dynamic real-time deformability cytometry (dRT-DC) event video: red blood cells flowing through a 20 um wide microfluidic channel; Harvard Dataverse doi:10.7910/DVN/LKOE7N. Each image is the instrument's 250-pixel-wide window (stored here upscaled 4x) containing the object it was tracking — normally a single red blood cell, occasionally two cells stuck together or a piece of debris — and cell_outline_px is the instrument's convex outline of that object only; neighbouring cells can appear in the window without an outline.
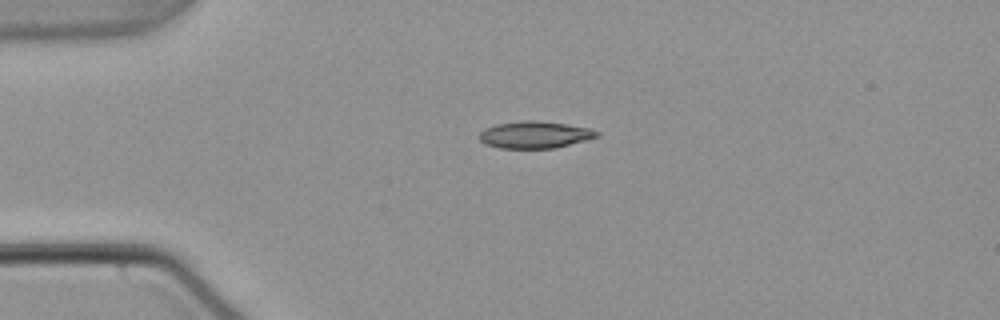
{"species": "common noctule bat (a hibernating species)", "species_latin": "Nyctalus noctula", "temperature_condition": "warm", "stored_images_in_passage": 42, "camera_frame_rate_fps": 3000, "um_per_image_px": 0.085, "animal": {"sex": "male", "body_mass_g": 21.5, "forearm_length_mm": 52.0}, "frame": {"image": 1, "passage_image": 1, "time_ms": 0.0, "image_size_px": [1000, 320], "cell_outline_px": [[600, 136], [588, 140], [556, 148], [500, 148], [484, 144], [480, 140], [480, 132], [484, 128], [496, 124], [524, 120], [532, 120], [568, 124], [592, 128], [600, 132]], "centroid_in_image_um": [45.51, 11.45], "position_along_channel_um": 39.5, "area_um2": 18.73}}
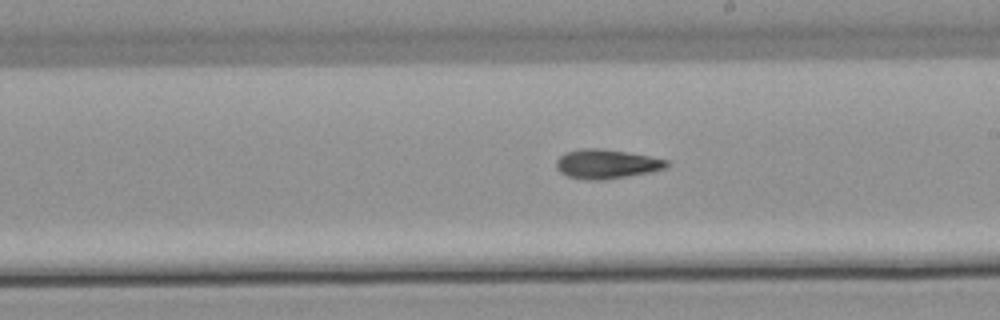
{"frame": {"image": 2, "passage_image": 19, "time_ms": 6.0, "image_size_px": [1000, 320], "cell_outline_px": [[672, 164], [668, 168], [648, 172], [604, 180], [588, 180], [568, 176], [560, 172], [556, 168], [556, 160], [560, 156], [568, 152], [580, 148], [600, 148], [648, 156], [668, 160]], "centroid_in_image_um": [51.56, 13.94], "position_along_channel_um": 237.4, "area_um2": 18.73}}
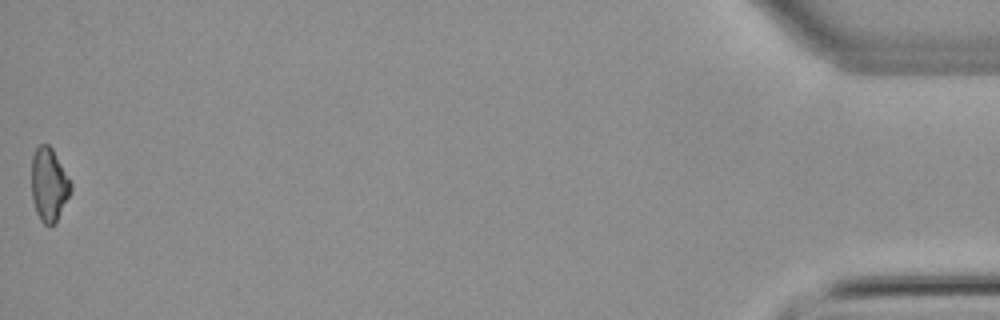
{"frame": {"image": 3, "passage_image": 42, "time_ms": 13.667, "image_size_px": [1000, 320], "cell_outline_px": [[72, 192], [56, 220], [52, 224], [44, 224], [40, 220], [36, 212], [32, 196], [32, 156], [36, 148], [40, 144], [48, 144], [52, 148], [72, 184]], "centroid_in_image_um": [4.16, 15.67], "position_along_channel_um": 431.0, "area_um2": 16.59}, "authors_computed_cell_mechanics": {"area_um2": 17.9758, "velocity_mm_per_s": 3.8253, "shape_relaxation_time_tau1_ms": 9.5904, "shape_relaxation_time_tau2_ms": 4.7872, "deformation_change_tau1": 0.2049, "deformation_change_tau2": 0.1241}}